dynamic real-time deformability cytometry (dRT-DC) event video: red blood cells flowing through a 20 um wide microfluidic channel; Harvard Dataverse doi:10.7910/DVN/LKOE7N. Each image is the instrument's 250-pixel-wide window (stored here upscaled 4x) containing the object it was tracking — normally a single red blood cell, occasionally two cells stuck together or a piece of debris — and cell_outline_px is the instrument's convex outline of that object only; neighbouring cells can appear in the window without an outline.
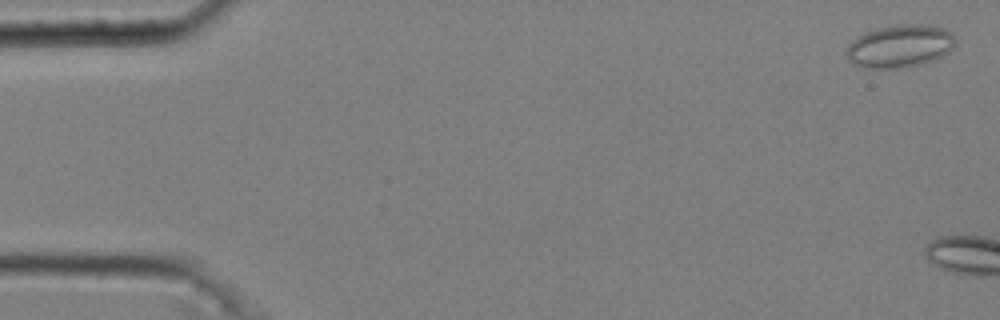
{"species": "common noctule bat (a hibernating species)", "species_latin": "Nyctalus noctula", "temperature_condition": "cold", "stored_images_in_passage": 6, "camera_frame_rate_fps": 3000, "um_per_image_px": 0.085, "animal": {"sex": "male", "body_mass_g": 20.4}, "frame": {"image": 1, "passage_image": 2, "time_ms": 0.333, "image_size_px": [1000, 320], "cell_outline_px": [[956, 44], [948, 52], [924, 64], [896, 68], [864, 68], [852, 64], [848, 60], [848, 44], [856, 36], [864, 32], [876, 28], [900, 24], [920, 24], [944, 28], [952, 32], [956, 36]], "centroid_in_image_um": [76.49, 3.91], "position_along_channel_um": 8.5, "area_um2": 27.34}}